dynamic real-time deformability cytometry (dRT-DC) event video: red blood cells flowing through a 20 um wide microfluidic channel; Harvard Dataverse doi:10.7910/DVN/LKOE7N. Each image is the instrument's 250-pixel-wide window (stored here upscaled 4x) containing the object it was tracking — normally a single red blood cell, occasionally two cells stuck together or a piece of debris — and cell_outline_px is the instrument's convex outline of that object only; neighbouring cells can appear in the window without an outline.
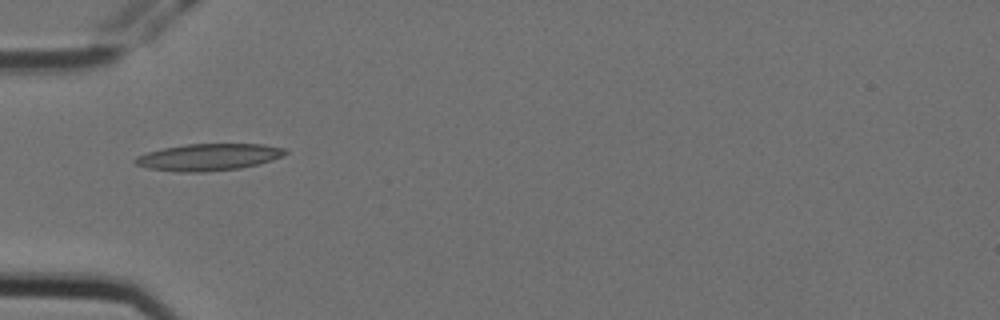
{"species": "Egyptian fruit bat (a non-hibernating species)", "species_latin": "Rousettus aegyptiacus", "temperature_condition": "cold", "stored_images_in_passage": 8, "camera_frame_rate_fps": 3000, "um_per_image_px": 0.085, "animal": {"sex": "female"}, "frame": {"image": 1, "passage_image": 5, "time_ms": 1.333, "image_size_px": [1000, 320], "cell_outline_px": [[288, 152], [272, 160], [240, 168], [204, 172], [176, 172], [148, 168], [136, 164], [132, 160], [136, 156], [148, 152], [164, 148], [184, 144], [264, 144], [284, 148]], "centroid_in_image_um": [17.69, 13.35], "position_along_channel_um": 67.3, "area_um2": 23.41}}
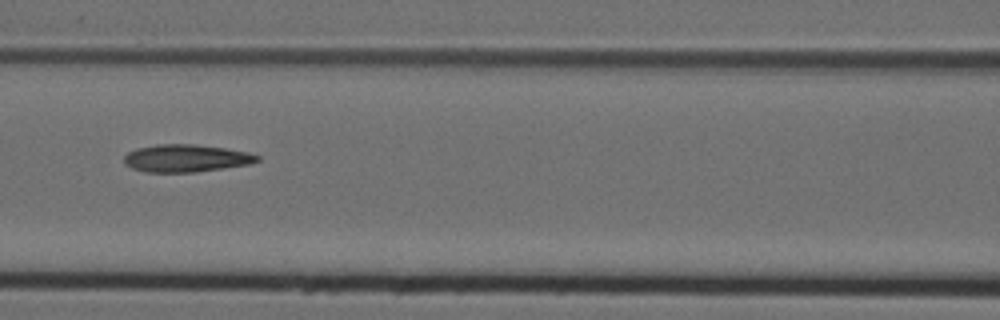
{"frame": {"image": 2, "passage_image": 7, "time_ms": 2.0, "image_size_px": [1000, 320], "cell_outline_px": [[260, 160], [248, 164], [196, 172], [144, 172], [132, 168], [124, 164], [124, 156], [128, 152], [136, 148], [156, 144], [192, 144], [224, 148], [248, 152], [260, 156]], "centroid_in_image_um": [15.77, 13.45], "position_along_channel_um": 150.8, "area_um2": 21.33}}
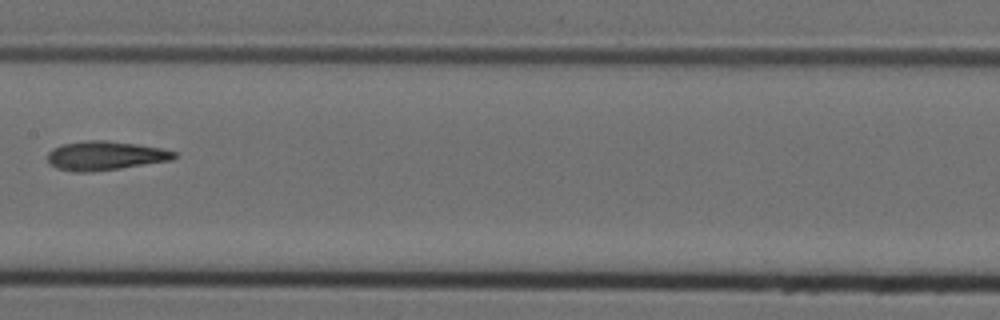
{"frame": {"image": 3, "passage_image": 8, "time_ms": 2.333, "image_size_px": [1000, 320], "cell_outline_px": [[176, 156], [172, 160], [120, 168], [92, 172], [76, 172], [56, 168], [48, 164], [48, 152], [52, 148], [60, 144], [84, 140], [108, 140], [140, 144], [160, 148], [176, 152]], "centroid_in_image_um": [8.9, 13.22], "position_along_channel_um": 198.5, "area_um2": 21.68}}